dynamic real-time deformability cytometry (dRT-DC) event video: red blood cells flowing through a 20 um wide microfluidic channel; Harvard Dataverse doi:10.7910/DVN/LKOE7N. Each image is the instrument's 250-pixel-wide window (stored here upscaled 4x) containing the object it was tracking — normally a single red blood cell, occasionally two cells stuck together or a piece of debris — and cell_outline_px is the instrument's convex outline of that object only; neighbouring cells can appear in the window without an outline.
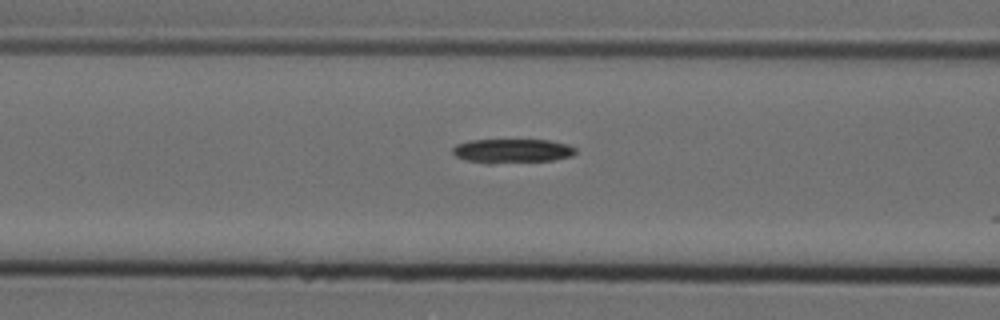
{"species": "Egyptian fruit bat (a non-hibernating species)", "species_latin": "Rousettus aegyptiacus", "temperature_condition": "cold", "stored_images_in_passage": 7, "camera_frame_rate_fps": 3000, "um_per_image_px": 0.085, "animal": {"sex": "female"}, "frame": {"image": 1, "passage_image": 5, "time_ms": 1.333, "image_size_px": [1000, 320], "cell_outline_px": [[576, 152], [572, 156], [552, 160], [492, 164], [484, 164], [464, 160], [456, 156], [452, 152], [452, 148], [456, 144], [468, 140], [548, 140], [568, 144], [576, 148]], "centroid_in_image_um": [43.49, 12.84], "position_along_channel_um": 123.1, "area_um2": 17.57}}